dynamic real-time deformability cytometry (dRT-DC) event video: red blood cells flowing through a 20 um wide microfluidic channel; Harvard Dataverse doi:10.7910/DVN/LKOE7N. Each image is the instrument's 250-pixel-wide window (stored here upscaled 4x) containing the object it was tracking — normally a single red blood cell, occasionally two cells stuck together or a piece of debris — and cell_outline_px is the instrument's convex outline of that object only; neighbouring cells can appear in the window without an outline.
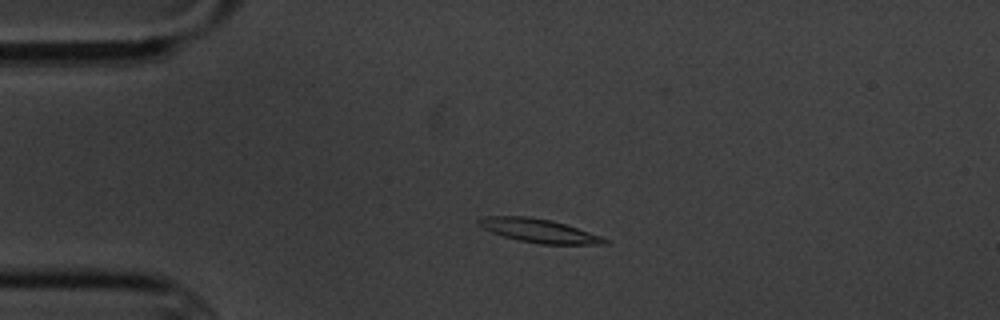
{"species": "common noctule bat (a hibernating species)", "species_latin": "Nyctalus noctula", "temperature_condition": "cold", "stored_images_in_passage": 3, "camera_frame_rate_fps": 3000, "um_per_image_px": 0.085, "animal": {"sex": "male", "body_mass_g": 20.1, "forearm_length_mm": 53.5}, "frame": {"image": 1, "passage_image": 2, "time_ms": 1.0, "image_size_px": [1000, 320], "cell_outline_px": [[608, 244], [540, 244], [520, 240], [504, 236], [492, 232], [476, 224], [476, 220], [480, 216], [528, 216], [552, 220], [600, 236], [608, 240]], "centroid_in_image_um": [45.74, 19.59], "position_along_channel_um": 39.3, "area_um2": 17.17}}